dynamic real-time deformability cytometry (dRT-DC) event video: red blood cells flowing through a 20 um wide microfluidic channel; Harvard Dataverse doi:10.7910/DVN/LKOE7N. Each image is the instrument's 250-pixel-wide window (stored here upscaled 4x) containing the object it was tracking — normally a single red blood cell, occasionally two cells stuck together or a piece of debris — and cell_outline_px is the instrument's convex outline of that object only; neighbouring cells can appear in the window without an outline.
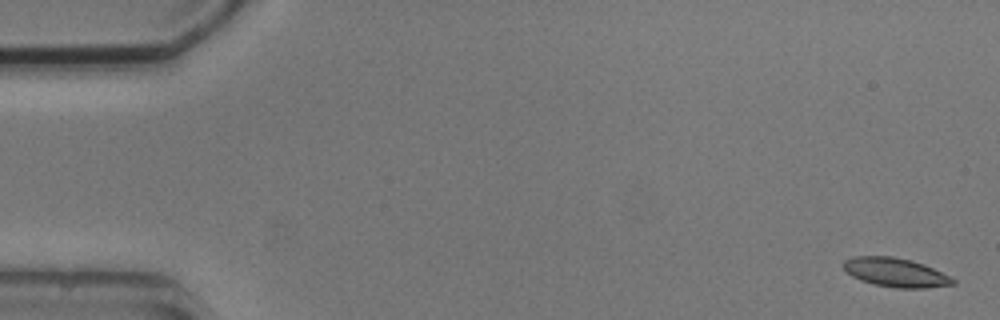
{"species": "common noctule bat (a hibernating species)", "species_latin": "Nyctalus noctula", "temperature_condition": "cold", "stored_images_in_passage": 4, "camera_frame_rate_fps": 3000, "um_per_image_px": 0.085, "animal": {"sex": "male", "body_mass_g": 20.5, "forearm_length_mm": 52.5}, "frame": {"image": 1, "passage_image": 1, "time_ms": 0.0, "image_size_px": [1000, 320], "cell_outline_px": [[956, 284], [924, 288], [896, 288], [872, 284], [860, 280], [852, 276], [844, 268], [844, 260], [856, 256], [892, 256], [912, 260], [924, 264], [956, 280]], "centroid_in_image_um": [76.12, 23.16], "position_along_channel_um": 8.9, "area_um2": 18.38}}